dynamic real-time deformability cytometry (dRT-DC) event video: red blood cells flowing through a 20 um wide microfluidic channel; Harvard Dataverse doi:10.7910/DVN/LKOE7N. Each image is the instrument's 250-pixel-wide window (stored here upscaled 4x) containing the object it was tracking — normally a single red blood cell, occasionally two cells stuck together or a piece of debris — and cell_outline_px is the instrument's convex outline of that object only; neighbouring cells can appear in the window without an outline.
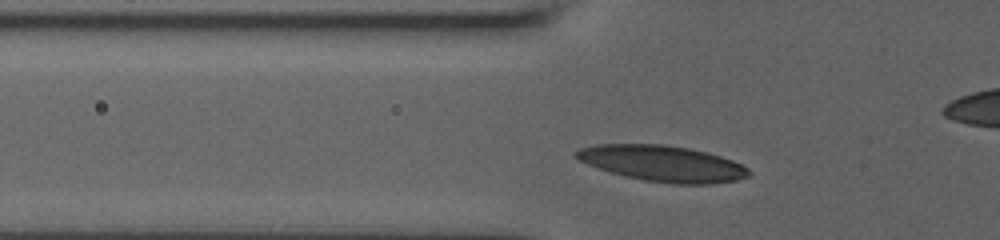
{"species": "human", "species_latin": "Homo sapiens", "temperature_condition": "room temperature", "stored_images_in_passage": 32, "camera_frame_rate_fps": 3000, "um_per_image_px": 0.085, "donor": {"sex": "male"}, "frame": {"image": 1, "passage_image": 6, "time_ms": 1.667, "image_size_px": [1000, 240], "cell_outline_px": [[752, 176], [736, 180], [708, 184], [672, 184], [644, 180], [612, 172], [588, 164], [572, 156], [572, 152], [580, 148], [596, 144], [664, 144], [688, 148], [720, 156], [732, 160], [748, 168], [752, 172]], "centroid_in_image_um": [56.33, 13.89], "position_along_channel_um": 69.5, "area_um2": 36.07}}
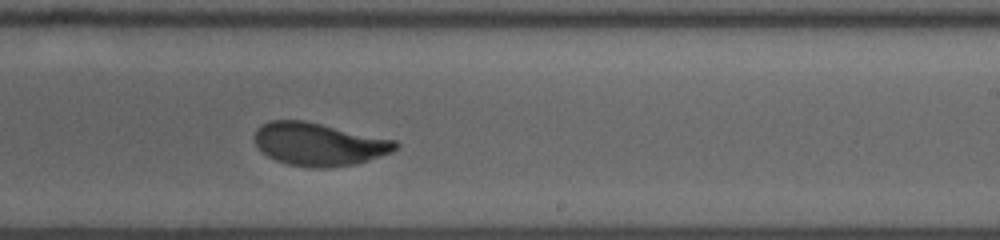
{"frame": {"image": 2, "passage_image": 21, "time_ms": 6.667, "image_size_px": [1000, 240], "cell_outline_px": [[400, 148], [392, 152], [356, 164], [328, 168], [312, 168], [288, 164], [276, 160], [268, 156], [256, 148], [256, 128], [260, 124], [268, 120], [304, 120], [396, 140], [400, 144]], "centroid_in_image_um": [27.11, 12.25], "position_along_channel_um": 261.9, "area_um2": 35.49}}
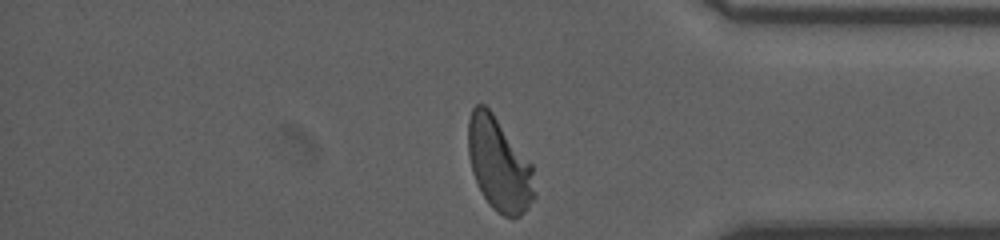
{"frame": {"image": 3, "passage_image": 32, "time_ms": 10.333, "image_size_px": [1000, 240], "cell_outline_px": [[536, 196], [528, 208], [520, 216], [504, 216], [496, 212], [488, 204], [472, 172], [468, 156], [468, 120], [472, 108], [476, 104], [484, 104], [492, 112], [532, 164]], "centroid_in_image_um": [42.42, 13.98], "position_along_channel_um": 392.8, "area_um2": 36.07}, "authors_computed_cell_mechanics": {"area_um2": 35.4892, "velocity_mm_per_s": 3.9183, "shape_relaxation_time_tau1_ms": 3.991, "shape_relaxation_time_tau2_ms": 0.9151, "deformation_change_tau1": 0.1761, "deformation_change_tau2": 0.0548}}